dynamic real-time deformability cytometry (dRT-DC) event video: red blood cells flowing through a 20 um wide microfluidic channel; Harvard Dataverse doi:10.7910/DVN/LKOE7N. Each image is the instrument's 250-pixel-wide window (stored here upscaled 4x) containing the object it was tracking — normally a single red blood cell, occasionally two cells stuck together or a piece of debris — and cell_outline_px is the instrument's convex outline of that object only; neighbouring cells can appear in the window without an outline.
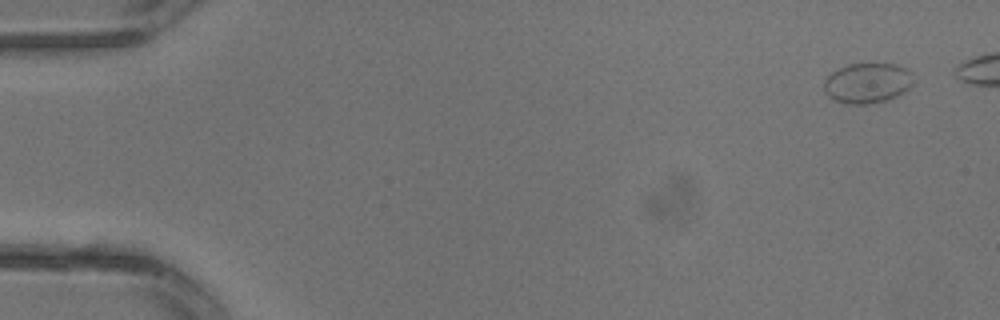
{"species": "common noctule bat (a hibernating species)", "species_latin": "Nyctalus noctula", "temperature_condition": "warm", "stored_images_in_passage": 4, "camera_frame_rate_fps": 3000, "um_per_image_px": 0.085, "animal": {"sex": "male", "body_mass_g": 13.3}, "frame": {"image": 1, "passage_image": 1, "time_ms": 0.0, "image_size_px": [1000, 320], "cell_outline_px": [[912, 84], [904, 92], [888, 100], [868, 104], [844, 104], [828, 96], [824, 92], [824, 80], [832, 72], [848, 64], [896, 64], [904, 68], [908, 72], [912, 80]], "centroid_in_image_um": [73.69, 7.08], "position_along_channel_um": 11.3, "area_um2": 20.75}}